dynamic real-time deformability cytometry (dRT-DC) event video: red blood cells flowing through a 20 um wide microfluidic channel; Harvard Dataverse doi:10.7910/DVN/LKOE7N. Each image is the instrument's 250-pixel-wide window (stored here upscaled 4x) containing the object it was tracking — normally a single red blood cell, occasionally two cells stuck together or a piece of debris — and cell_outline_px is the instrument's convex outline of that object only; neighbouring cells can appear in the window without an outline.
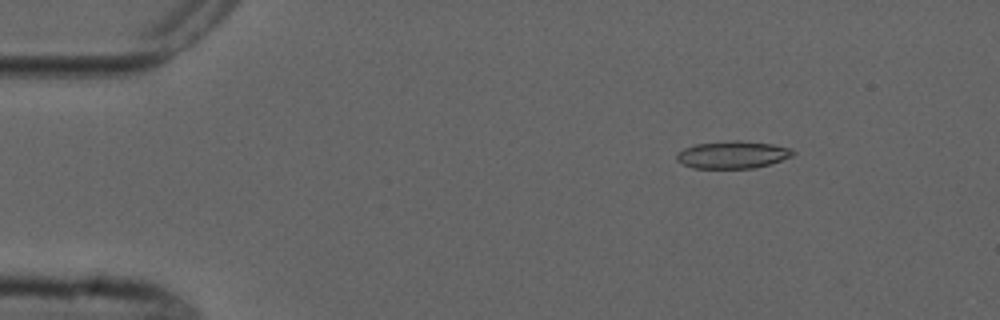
{"species": "common noctule bat (a hibernating species)", "species_latin": "Nyctalus noctula", "temperature_condition": "cold", "stored_images_in_passage": 7, "camera_frame_rate_fps": 3000, "um_per_image_px": 0.085, "animal": {"sex": "male", "forearm_length_mm": 52.5}, "frame": {"image": 1, "passage_image": 1, "time_ms": 0.0, "image_size_px": [1000, 320], "cell_outline_px": [[796, 152], [792, 156], [768, 164], [752, 168], [692, 168], [676, 160], [676, 156], [684, 148], [696, 144], [732, 140], [740, 140], [772, 144], [792, 148]], "centroid_in_image_um": [62.29, 13.14], "position_along_channel_um": 22.7, "area_um2": 18.44}}
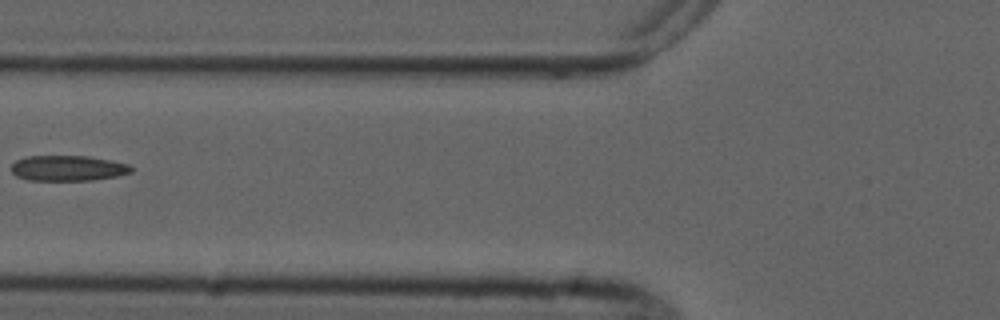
{"frame": {"image": 2, "passage_image": 5, "time_ms": 4.667, "image_size_px": [1000, 320], "cell_outline_px": [[132, 172], [116, 176], [92, 180], [28, 180], [16, 176], [12, 172], [12, 164], [16, 160], [28, 156], [88, 156], [112, 160], [128, 164], [132, 168]], "centroid_in_image_um": [5.77, 14.29], "position_along_channel_um": 120.0, "area_um2": 17.74}}
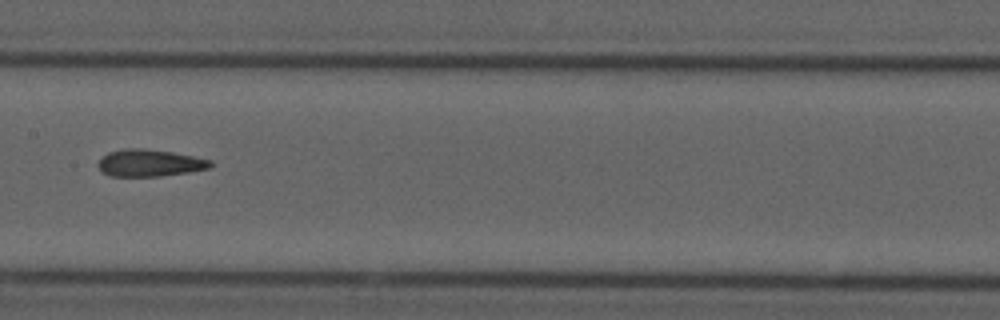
{"frame": {"image": 3, "passage_image": 7, "time_ms": 6.667, "image_size_px": [1000, 320], "cell_outline_px": [[212, 164], [208, 168], [188, 172], [160, 176], [112, 176], [104, 172], [96, 164], [108, 152], [124, 148], [144, 148], [172, 152], [212, 160]], "centroid_in_image_um": [12.71, 13.84], "position_along_channel_um": 194.7, "area_um2": 17.51}}